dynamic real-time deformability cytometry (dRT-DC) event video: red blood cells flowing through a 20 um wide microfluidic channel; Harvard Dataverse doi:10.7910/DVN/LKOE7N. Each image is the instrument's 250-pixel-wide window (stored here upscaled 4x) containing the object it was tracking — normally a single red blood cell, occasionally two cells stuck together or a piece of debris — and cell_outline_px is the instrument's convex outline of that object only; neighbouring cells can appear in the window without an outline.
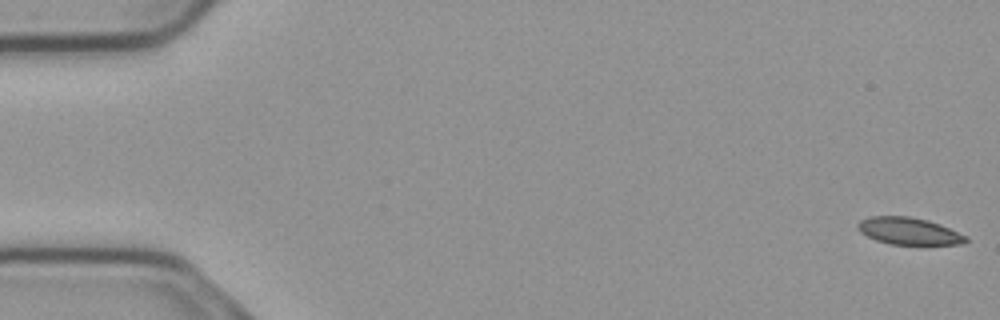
{"species": "common noctule bat (a hibernating species)", "species_latin": "Nyctalus noctula", "temperature_condition": "cold", "stored_images_in_passage": 56, "camera_frame_rate_fps": 3000, "um_per_image_px": 0.085, "animal": {"sex": "male", "body_mass_g": 23.1, "forearm_length_mm": 52.7}, "frame": {"image": 1, "passage_image": 1, "time_ms": 0.0, "image_size_px": [1000, 320], "cell_outline_px": [[968, 240], [960, 244], [892, 244], [876, 240], [860, 232], [856, 228], [856, 224], [860, 220], [868, 216], [908, 216], [928, 220], [940, 224], [968, 236]], "centroid_in_image_um": [77.22, 19.63], "position_along_channel_um": 7.8, "area_um2": 17.05}}
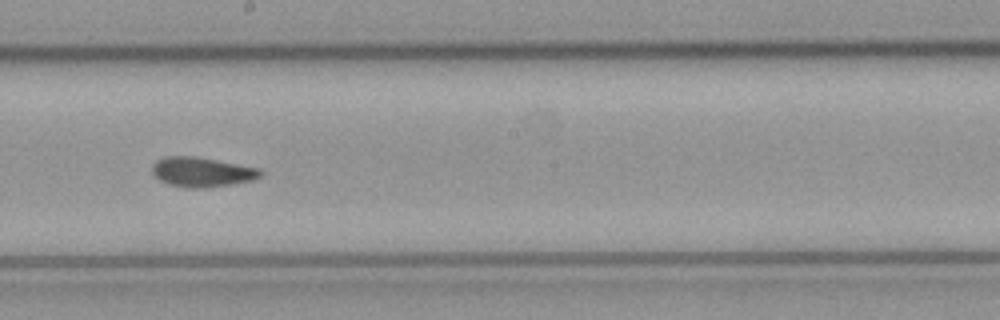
{"frame": {"image": 2, "passage_image": 31, "time_ms": 10.0, "image_size_px": [1000, 320], "cell_outline_px": [[264, 172], [260, 176], [252, 180], [232, 184], [204, 188], [184, 188], [168, 184], [160, 180], [152, 172], [152, 164], [156, 160], [164, 156], [192, 156], [216, 160], [260, 168]], "centroid_in_image_um": [17.14, 14.62], "position_along_channel_um": 231.1, "area_um2": 18.79}}
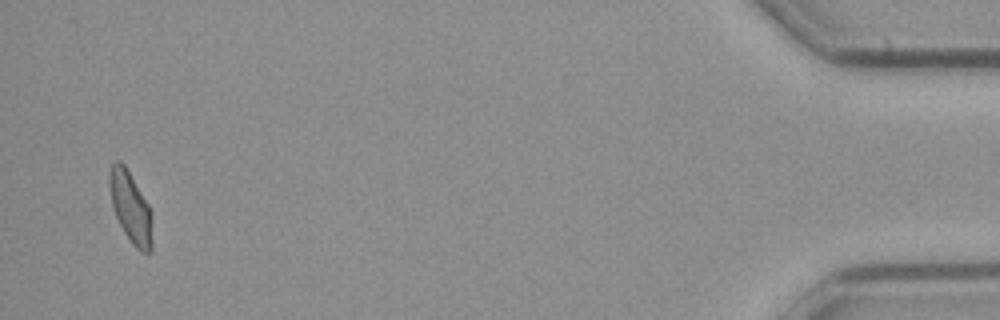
{"frame": {"image": 3, "passage_image": 54, "time_ms": 17.667, "image_size_px": [1000, 320], "cell_outline_px": [[152, 252], [140, 252], [132, 244], [124, 232], [116, 216], [112, 204], [108, 184], [108, 172], [112, 164], [116, 160], [120, 160], [124, 164], [148, 204], [152, 212]], "centroid_in_image_um": [11.1, 17.63], "position_along_channel_um": 424.1, "area_um2": 17.8}, "authors_computed_cell_mechanics": {"area_um2": 18.1781, "velocity_mm_per_s": 3.6944, "shape_relaxation_time_tau1_ms": 6.3052, "shape_relaxation_time_tau2_ms": 1.4924, "deformation_change_tau1": 0.1347, "deformation_change_tau2": 0.0673}}